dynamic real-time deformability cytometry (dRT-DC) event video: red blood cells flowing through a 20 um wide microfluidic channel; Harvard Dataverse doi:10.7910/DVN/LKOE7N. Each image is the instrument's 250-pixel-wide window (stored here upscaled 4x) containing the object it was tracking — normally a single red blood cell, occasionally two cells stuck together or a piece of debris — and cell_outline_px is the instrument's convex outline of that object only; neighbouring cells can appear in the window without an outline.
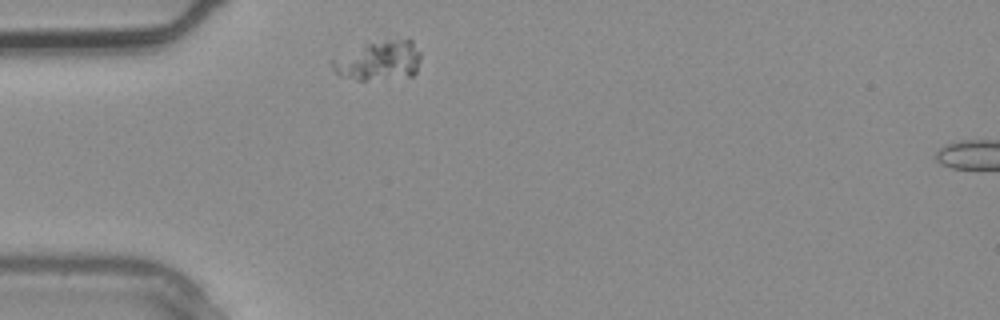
{"species": "common noctule bat (a hibernating species)", "species_latin": "Nyctalus noctula", "temperature_condition": "warm", "stored_images_in_passage": 2, "camera_frame_rate_fps": 3000, "um_per_image_px": 0.085, "animal": {"sex": "male", "body_mass_g": 20.4}, "frame": {"image": 1, "passage_image": 1, "time_ms": 0.0, "image_size_px": [1000, 320], "cell_outline_px": [[420, 60], [416, 72], [412, 76], [368, 80], [356, 80], [340, 76], [332, 68], [332, 60], [364, 40], [408, 36], [412, 40], [420, 52]], "centroid_in_image_um": [32.21, 5.06], "position_along_channel_um": 52.8, "area_um2": 21.56}}